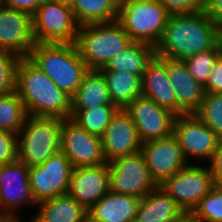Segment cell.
Wrapping results in <instances>:
<instances>
[{
    "instance_id": "obj_32",
    "label": "cell",
    "mask_w": 222,
    "mask_h": 222,
    "mask_svg": "<svg viewBox=\"0 0 222 222\" xmlns=\"http://www.w3.org/2000/svg\"><path fill=\"white\" fill-rule=\"evenodd\" d=\"M192 212L203 222H222V185H214Z\"/></svg>"
},
{
    "instance_id": "obj_16",
    "label": "cell",
    "mask_w": 222,
    "mask_h": 222,
    "mask_svg": "<svg viewBox=\"0 0 222 222\" xmlns=\"http://www.w3.org/2000/svg\"><path fill=\"white\" fill-rule=\"evenodd\" d=\"M32 16L28 13L0 6V49L20 58L28 57L35 44Z\"/></svg>"
},
{
    "instance_id": "obj_21",
    "label": "cell",
    "mask_w": 222,
    "mask_h": 222,
    "mask_svg": "<svg viewBox=\"0 0 222 222\" xmlns=\"http://www.w3.org/2000/svg\"><path fill=\"white\" fill-rule=\"evenodd\" d=\"M140 200L109 190L88 210V222H134Z\"/></svg>"
},
{
    "instance_id": "obj_2",
    "label": "cell",
    "mask_w": 222,
    "mask_h": 222,
    "mask_svg": "<svg viewBox=\"0 0 222 222\" xmlns=\"http://www.w3.org/2000/svg\"><path fill=\"white\" fill-rule=\"evenodd\" d=\"M16 92L28 115L70 118L71 97L28 57L19 60Z\"/></svg>"
},
{
    "instance_id": "obj_5",
    "label": "cell",
    "mask_w": 222,
    "mask_h": 222,
    "mask_svg": "<svg viewBox=\"0 0 222 222\" xmlns=\"http://www.w3.org/2000/svg\"><path fill=\"white\" fill-rule=\"evenodd\" d=\"M63 119L28 115L17 134L19 161L28 167L44 164L60 151V130Z\"/></svg>"
},
{
    "instance_id": "obj_22",
    "label": "cell",
    "mask_w": 222,
    "mask_h": 222,
    "mask_svg": "<svg viewBox=\"0 0 222 222\" xmlns=\"http://www.w3.org/2000/svg\"><path fill=\"white\" fill-rule=\"evenodd\" d=\"M36 207V216L28 222H88V211L68 194L43 200Z\"/></svg>"
},
{
    "instance_id": "obj_42",
    "label": "cell",
    "mask_w": 222,
    "mask_h": 222,
    "mask_svg": "<svg viewBox=\"0 0 222 222\" xmlns=\"http://www.w3.org/2000/svg\"><path fill=\"white\" fill-rule=\"evenodd\" d=\"M47 1L64 4V5H67V6H71L73 0H47Z\"/></svg>"
},
{
    "instance_id": "obj_29",
    "label": "cell",
    "mask_w": 222,
    "mask_h": 222,
    "mask_svg": "<svg viewBox=\"0 0 222 222\" xmlns=\"http://www.w3.org/2000/svg\"><path fill=\"white\" fill-rule=\"evenodd\" d=\"M28 116L16 91L0 95V129L18 134Z\"/></svg>"
},
{
    "instance_id": "obj_37",
    "label": "cell",
    "mask_w": 222,
    "mask_h": 222,
    "mask_svg": "<svg viewBox=\"0 0 222 222\" xmlns=\"http://www.w3.org/2000/svg\"><path fill=\"white\" fill-rule=\"evenodd\" d=\"M42 2L43 0H1V5L33 16Z\"/></svg>"
},
{
    "instance_id": "obj_3",
    "label": "cell",
    "mask_w": 222,
    "mask_h": 222,
    "mask_svg": "<svg viewBox=\"0 0 222 222\" xmlns=\"http://www.w3.org/2000/svg\"><path fill=\"white\" fill-rule=\"evenodd\" d=\"M28 58L71 98L89 71L75 43H35Z\"/></svg>"
},
{
    "instance_id": "obj_13",
    "label": "cell",
    "mask_w": 222,
    "mask_h": 222,
    "mask_svg": "<svg viewBox=\"0 0 222 222\" xmlns=\"http://www.w3.org/2000/svg\"><path fill=\"white\" fill-rule=\"evenodd\" d=\"M125 110L131 115L142 144L173 134L177 115L159 106L154 100L143 95L138 96Z\"/></svg>"
},
{
    "instance_id": "obj_31",
    "label": "cell",
    "mask_w": 222,
    "mask_h": 222,
    "mask_svg": "<svg viewBox=\"0 0 222 222\" xmlns=\"http://www.w3.org/2000/svg\"><path fill=\"white\" fill-rule=\"evenodd\" d=\"M194 114L222 139V93H204Z\"/></svg>"
},
{
    "instance_id": "obj_8",
    "label": "cell",
    "mask_w": 222,
    "mask_h": 222,
    "mask_svg": "<svg viewBox=\"0 0 222 222\" xmlns=\"http://www.w3.org/2000/svg\"><path fill=\"white\" fill-rule=\"evenodd\" d=\"M200 164L188 163L159 185L183 211H192L215 185L210 167Z\"/></svg>"
},
{
    "instance_id": "obj_20",
    "label": "cell",
    "mask_w": 222,
    "mask_h": 222,
    "mask_svg": "<svg viewBox=\"0 0 222 222\" xmlns=\"http://www.w3.org/2000/svg\"><path fill=\"white\" fill-rule=\"evenodd\" d=\"M142 95L176 114V96L167 73V58L155 56L142 77Z\"/></svg>"
},
{
    "instance_id": "obj_30",
    "label": "cell",
    "mask_w": 222,
    "mask_h": 222,
    "mask_svg": "<svg viewBox=\"0 0 222 222\" xmlns=\"http://www.w3.org/2000/svg\"><path fill=\"white\" fill-rule=\"evenodd\" d=\"M221 54L222 40L215 47L186 58L183 62L193 78L204 87L207 84L211 68Z\"/></svg>"
},
{
    "instance_id": "obj_14",
    "label": "cell",
    "mask_w": 222,
    "mask_h": 222,
    "mask_svg": "<svg viewBox=\"0 0 222 222\" xmlns=\"http://www.w3.org/2000/svg\"><path fill=\"white\" fill-rule=\"evenodd\" d=\"M28 174L29 167L20 161L0 165V206L6 217H19L20 207H36Z\"/></svg>"
},
{
    "instance_id": "obj_11",
    "label": "cell",
    "mask_w": 222,
    "mask_h": 222,
    "mask_svg": "<svg viewBox=\"0 0 222 222\" xmlns=\"http://www.w3.org/2000/svg\"><path fill=\"white\" fill-rule=\"evenodd\" d=\"M173 135L177 138L184 158L210 162L220 138L195 114L176 116Z\"/></svg>"
},
{
    "instance_id": "obj_25",
    "label": "cell",
    "mask_w": 222,
    "mask_h": 222,
    "mask_svg": "<svg viewBox=\"0 0 222 222\" xmlns=\"http://www.w3.org/2000/svg\"><path fill=\"white\" fill-rule=\"evenodd\" d=\"M71 99V110L114 105L109 96L106 80L99 70H89L84 75L81 84Z\"/></svg>"
},
{
    "instance_id": "obj_10",
    "label": "cell",
    "mask_w": 222,
    "mask_h": 222,
    "mask_svg": "<svg viewBox=\"0 0 222 222\" xmlns=\"http://www.w3.org/2000/svg\"><path fill=\"white\" fill-rule=\"evenodd\" d=\"M60 151L73 168L106 164L101 137L87 132L72 118L63 119L60 130Z\"/></svg>"
},
{
    "instance_id": "obj_12",
    "label": "cell",
    "mask_w": 222,
    "mask_h": 222,
    "mask_svg": "<svg viewBox=\"0 0 222 222\" xmlns=\"http://www.w3.org/2000/svg\"><path fill=\"white\" fill-rule=\"evenodd\" d=\"M73 166L59 151L44 164L29 167L28 181L36 203L67 194Z\"/></svg>"
},
{
    "instance_id": "obj_18",
    "label": "cell",
    "mask_w": 222,
    "mask_h": 222,
    "mask_svg": "<svg viewBox=\"0 0 222 222\" xmlns=\"http://www.w3.org/2000/svg\"><path fill=\"white\" fill-rule=\"evenodd\" d=\"M109 191V165L73 168L67 194L87 211Z\"/></svg>"
},
{
    "instance_id": "obj_6",
    "label": "cell",
    "mask_w": 222,
    "mask_h": 222,
    "mask_svg": "<svg viewBox=\"0 0 222 222\" xmlns=\"http://www.w3.org/2000/svg\"><path fill=\"white\" fill-rule=\"evenodd\" d=\"M169 17L168 11L157 0H119L117 21L131 41L155 47Z\"/></svg>"
},
{
    "instance_id": "obj_24",
    "label": "cell",
    "mask_w": 222,
    "mask_h": 222,
    "mask_svg": "<svg viewBox=\"0 0 222 222\" xmlns=\"http://www.w3.org/2000/svg\"><path fill=\"white\" fill-rule=\"evenodd\" d=\"M182 212L178 204L157 186L140 200L134 222H172Z\"/></svg>"
},
{
    "instance_id": "obj_33",
    "label": "cell",
    "mask_w": 222,
    "mask_h": 222,
    "mask_svg": "<svg viewBox=\"0 0 222 222\" xmlns=\"http://www.w3.org/2000/svg\"><path fill=\"white\" fill-rule=\"evenodd\" d=\"M21 58L0 49V95L16 91L17 66Z\"/></svg>"
},
{
    "instance_id": "obj_26",
    "label": "cell",
    "mask_w": 222,
    "mask_h": 222,
    "mask_svg": "<svg viewBox=\"0 0 222 222\" xmlns=\"http://www.w3.org/2000/svg\"><path fill=\"white\" fill-rule=\"evenodd\" d=\"M107 83L111 102L118 109L126 107L138 96L142 95V78L131 73L99 70Z\"/></svg>"
},
{
    "instance_id": "obj_4",
    "label": "cell",
    "mask_w": 222,
    "mask_h": 222,
    "mask_svg": "<svg viewBox=\"0 0 222 222\" xmlns=\"http://www.w3.org/2000/svg\"><path fill=\"white\" fill-rule=\"evenodd\" d=\"M131 42L116 20L79 26L75 45L88 70H100Z\"/></svg>"
},
{
    "instance_id": "obj_40",
    "label": "cell",
    "mask_w": 222,
    "mask_h": 222,
    "mask_svg": "<svg viewBox=\"0 0 222 222\" xmlns=\"http://www.w3.org/2000/svg\"><path fill=\"white\" fill-rule=\"evenodd\" d=\"M172 222H203L192 211H183Z\"/></svg>"
},
{
    "instance_id": "obj_19",
    "label": "cell",
    "mask_w": 222,
    "mask_h": 222,
    "mask_svg": "<svg viewBox=\"0 0 222 222\" xmlns=\"http://www.w3.org/2000/svg\"><path fill=\"white\" fill-rule=\"evenodd\" d=\"M167 73L176 96V115L194 114L201 105L204 88L189 73L182 60L167 58Z\"/></svg>"
},
{
    "instance_id": "obj_41",
    "label": "cell",
    "mask_w": 222,
    "mask_h": 222,
    "mask_svg": "<svg viewBox=\"0 0 222 222\" xmlns=\"http://www.w3.org/2000/svg\"><path fill=\"white\" fill-rule=\"evenodd\" d=\"M24 218L21 220L20 217H3L0 218V222H23Z\"/></svg>"
},
{
    "instance_id": "obj_17",
    "label": "cell",
    "mask_w": 222,
    "mask_h": 222,
    "mask_svg": "<svg viewBox=\"0 0 222 222\" xmlns=\"http://www.w3.org/2000/svg\"><path fill=\"white\" fill-rule=\"evenodd\" d=\"M101 141L107 163L137 153L142 145L132 117L125 109H118L112 116Z\"/></svg>"
},
{
    "instance_id": "obj_7",
    "label": "cell",
    "mask_w": 222,
    "mask_h": 222,
    "mask_svg": "<svg viewBox=\"0 0 222 222\" xmlns=\"http://www.w3.org/2000/svg\"><path fill=\"white\" fill-rule=\"evenodd\" d=\"M36 43H75L79 24L70 6L43 0L32 16Z\"/></svg>"
},
{
    "instance_id": "obj_43",
    "label": "cell",
    "mask_w": 222,
    "mask_h": 222,
    "mask_svg": "<svg viewBox=\"0 0 222 222\" xmlns=\"http://www.w3.org/2000/svg\"><path fill=\"white\" fill-rule=\"evenodd\" d=\"M6 217L2 212H1V206H0V218Z\"/></svg>"
},
{
    "instance_id": "obj_28",
    "label": "cell",
    "mask_w": 222,
    "mask_h": 222,
    "mask_svg": "<svg viewBox=\"0 0 222 222\" xmlns=\"http://www.w3.org/2000/svg\"><path fill=\"white\" fill-rule=\"evenodd\" d=\"M117 110L118 108L115 105H101L85 110H71L70 118L87 132L101 137Z\"/></svg>"
},
{
    "instance_id": "obj_39",
    "label": "cell",
    "mask_w": 222,
    "mask_h": 222,
    "mask_svg": "<svg viewBox=\"0 0 222 222\" xmlns=\"http://www.w3.org/2000/svg\"><path fill=\"white\" fill-rule=\"evenodd\" d=\"M203 12L222 31V0H206Z\"/></svg>"
},
{
    "instance_id": "obj_38",
    "label": "cell",
    "mask_w": 222,
    "mask_h": 222,
    "mask_svg": "<svg viewBox=\"0 0 222 222\" xmlns=\"http://www.w3.org/2000/svg\"><path fill=\"white\" fill-rule=\"evenodd\" d=\"M215 185H222V139L219 140L217 149L209 162Z\"/></svg>"
},
{
    "instance_id": "obj_23",
    "label": "cell",
    "mask_w": 222,
    "mask_h": 222,
    "mask_svg": "<svg viewBox=\"0 0 222 222\" xmlns=\"http://www.w3.org/2000/svg\"><path fill=\"white\" fill-rule=\"evenodd\" d=\"M155 56L153 45L132 41L100 70L131 73L142 78L148 64Z\"/></svg>"
},
{
    "instance_id": "obj_15",
    "label": "cell",
    "mask_w": 222,
    "mask_h": 222,
    "mask_svg": "<svg viewBox=\"0 0 222 222\" xmlns=\"http://www.w3.org/2000/svg\"><path fill=\"white\" fill-rule=\"evenodd\" d=\"M140 151L152 179L158 186L188 164L173 134L143 143Z\"/></svg>"
},
{
    "instance_id": "obj_36",
    "label": "cell",
    "mask_w": 222,
    "mask_h": 222,
    "mask_svg": "<svg viewBox=\"0 0 222 222\" xmlns=\"http://www.w3.org/2000/svg\"><path fill=\"white\" fill-rule=\"evenodd\" d=\"M203 88L205 93H222V54L211 68L207 84Z\"/></svg>"
},
{
    "instance_id": "obj_9",
    "label": "cell",
    "mask_w": 222,
    "mask_h": 222,
    "mask_svg": "<svg viewBox=\"0 0 222 222\" xmlns=\"http://www.w3.org/2000/svg\"><path fill=\"white\" fill-rule=\"evenodd\" d=\"M109 165V190L142 199L158 185L152 179L141 151L117 158Z\"/></svg>"
},
{
    "instance_id": "obj_1",
    "label": "cell",
    "mask_w": 222,
    "mask_h": 222,
    "mask_svg": "<svg viewBox=\"0 0 222 222\" xmlns=\"http://www.w3.org/2000/svg\"><path fill=\"white\" fill-rule=\"evenodd\" d=\"M221 40L222 31L204 12L170 15L155 52L158 57L183 61Z\"/></svg>"
},
{
    "instance_id": "obj_34",
    "label": "cell",
    "mask_w": 222,
    "mask_h": 222,
    "mask_svg": "<svg viewBox=\"0 0 222 222\" xmlns=\"http://www.w3.org/2000/svg\"><path fill=\"white\" fill-rule=\"evenodd\" d=\"M19 161V140L17 134L0 129V165Z\"/></svg>"
},
{
    "instance_id": "obj_27",
    "label": "cell",
    "mask_w": 222,
    "mask_h": 222,
    "mask_svg": "<svg viewBox=\"0 0 222 222\" xmlns=\"http://www.w3.org/2000/svg\"><path fill=\"white\" fill-rule=\"evenodd\" d=\"M79 26L118 19L119 0H73L70 6Z\"/></svg>"
},
{
    "instance_id": "obj_35",
    "label": "cell",
    "mask_w": 222,
    "mask_h": 222,
    "mask_svg": "<svg viewBox=\"0 0 222 222\" xmlns=\"http://www.w3.org/2000/svg\"><path fill=\"white\" fill-rule=\"evenodd\" d=\"M170 15L203 12L206 0H157Z\"/></svg>"
}]
</instances>
